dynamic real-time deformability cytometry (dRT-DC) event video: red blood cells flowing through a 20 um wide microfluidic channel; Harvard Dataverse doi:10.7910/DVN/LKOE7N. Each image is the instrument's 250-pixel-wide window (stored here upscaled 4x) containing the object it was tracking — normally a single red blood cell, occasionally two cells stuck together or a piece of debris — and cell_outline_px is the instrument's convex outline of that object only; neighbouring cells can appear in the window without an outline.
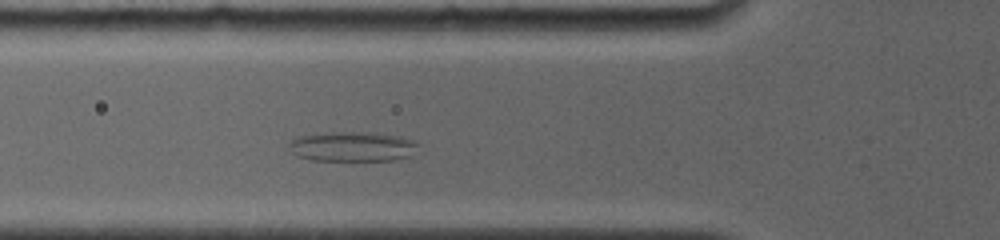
{"species": "common noctule bat (a hibernating species)", "species_latin": "Nyctalus noctula", "temperature_condition": "room temperature", "stored_images_in_passage": 25, "camera_frame_rate_fps": 4000, "um_per_image_px": 0.085, "animal": {"sex": "female", "body_mass_g": 19.0, "forearm_length_mm": 56.7}, "frame": {"image": 1, "passage_image": 4, "time_ms": 2.25, "image_size_px": [1000, 240], "cell_outline_px": [[420, 144], [412, 156], [392, 160], [312, 160], [296, 156], [288, 148], [288, 144], [292, 140], [300, 136], [332, 132], [364, 132], [400, 136], [416, 140]], "centroid_in_image_um": [29.99, 12.46], "position_along_channel_um": 95.8, "area_um2": 22.54}}
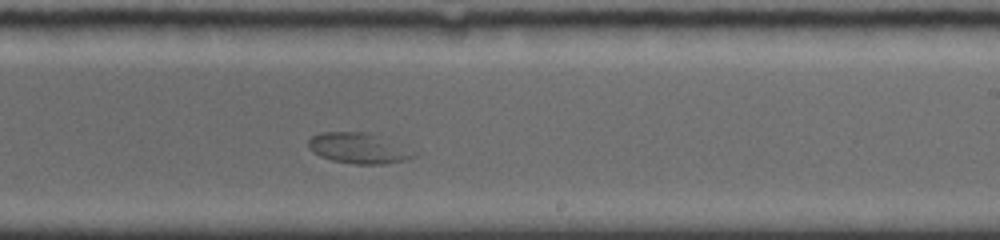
{"frame": {"image": 2, "passage_image": 16, "time_ms": 6.75, "image_size_px": [1000, 240], "cell_outline_px": [[420, 152], [416, 156], [404, 160], [384, 164], [352, 164], [332, 160], [320, 156], [312, 152], [308, 148], [308, 140], [312, 136], [320, 132], [368, 132]], "centroid_in_image_um": [30.48, 12.6], "position_along_channel_um": 258.5, "area_um2": 18.96}}
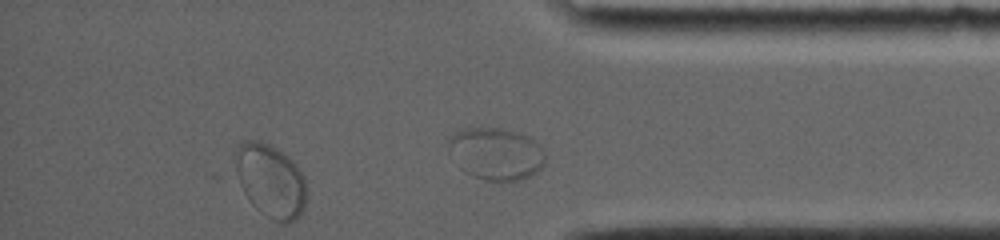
{"frame": {"image": 3, "passage_image": 24, "time_ms": 10.5, "image_size_px": [1000, 240], "cell_outline_px": [[304, 208], [300, 216], [296, 220], [288, 224], [280, 224], [260, 212], [252, 204], [232, 176], [232, 156], [236, 148], [244, 140], [260, 140], [276, 148], [288, 156], [296, 164], [304, 180]], "centroid_in_image_um": [22.89, 15.35], "position_along_channel_um": 412.3, "area_um2": 31.27}}